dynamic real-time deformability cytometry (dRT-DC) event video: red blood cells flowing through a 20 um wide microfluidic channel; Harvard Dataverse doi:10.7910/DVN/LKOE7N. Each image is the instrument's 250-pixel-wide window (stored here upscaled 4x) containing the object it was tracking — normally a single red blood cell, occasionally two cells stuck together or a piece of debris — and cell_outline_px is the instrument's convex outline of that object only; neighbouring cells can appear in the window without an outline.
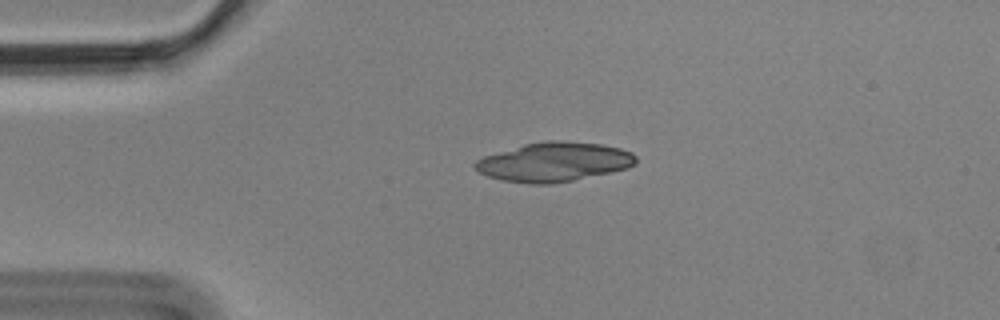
{"species": "Egyptian fruit bat (a non-hibernating species)", "species_latin": "Rousettus aegyptiacus", "temperature_condition": "cold", "stored_images_in_passage": 3, "camera_frame_rate_fps": 3000, "um_per_image_px": 0.085, "animal": {"sex": "male"}, "frame": {"image": 1, "passage_image": 2, "time_ms": 0.333, "image_size_px": [1000, 320], "cell_outline_px": [[636, 164], [628, 168], [572, 180], [552, 184], [528, 184], [500, 180], [488, 176], [480, 172], [472, 164], [476, 160], [484, 156], [524, 144], [548, 140], [560, 140], [600, 144], [620, 148], [632, 152], [636, 156]], "centroid_in_image_um": [47.08, 13.76], "position_along_channel_um": 37.9, "area_um2": 36.7}}